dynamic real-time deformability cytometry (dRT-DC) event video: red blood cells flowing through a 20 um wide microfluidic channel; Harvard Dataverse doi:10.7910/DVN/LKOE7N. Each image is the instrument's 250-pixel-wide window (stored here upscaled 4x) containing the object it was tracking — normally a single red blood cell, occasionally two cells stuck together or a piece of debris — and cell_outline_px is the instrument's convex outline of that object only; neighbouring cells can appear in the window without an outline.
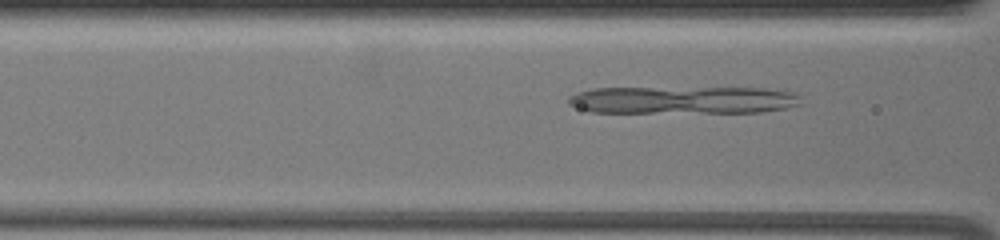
{"species": "common noctule bat (a hibernating species)", "species_latin": "Nyctalus noctula", "temperature_condition": "warm", "stored_images_in_passage": 55, "camera_frame_rate_fps": 3000, "um_per_image_px": 0.085, "animal": {"sex": "female", "body_mass_g": 19.5, "forearm_length_mm": 54.1}, "frame": {"image": 1, "passage_image": 22, "time_ms": 7.0, "image_size_px": [1000, 240], "cell_outline_px": [[800, 104], [788, 108], [760, 112], [592, 112], [568, 104], [568, 96], [592, 88], [768, 88], [796, 92], [800, 96]], "centroid_in_image_um": [58.12, 8.49], "position_along_channel_um": 108.5, "area_um2": 37.34}}
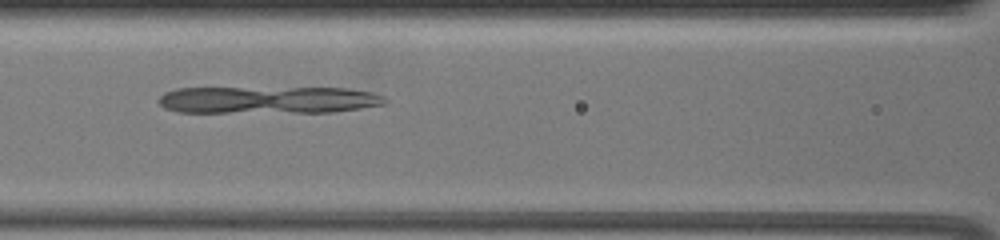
{"frame": {"image": 2, "passage_image": 25, "time_ms": 8.0, "image_size_px": [1000, 240], "cell_outline_px": [[388, 100], [384, 104], [360, 108], [332, 112], [176, 112], [164, 108], [156, 100], [164, 92], [176, 88], [348, 88], [372, 92], [384, 96]], "centroid_in_image_um": [22.77, 8.49], "position_along_channel_um": 143.8, "area_um2": 36.07}}
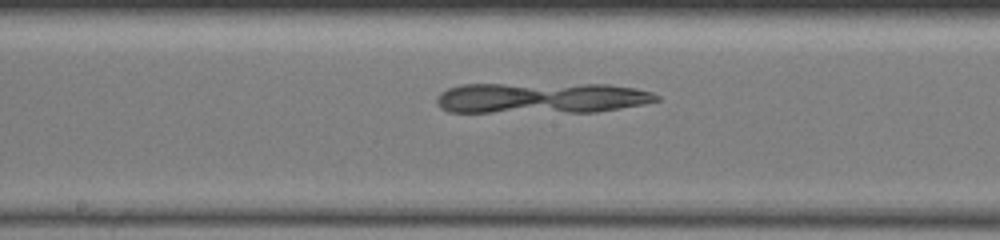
{"frame": {"image": 3, "passage_image": 30, "time_ms": 9.667, "image_size_px": [1000, 240], "cell_outline_px": [[660, 100], [644, 104], [596, 112], [448, 112], [440, 108], [436, 104], [436, 96], [440, 92], [448, 88], [460, 84], [608, 84], [636, 88], [652, 92], [660, 96]], "centroid_in_image_um": [45.99, 8.32], "position_along_channel_um": 202.2, "area_um2": 40.0}}